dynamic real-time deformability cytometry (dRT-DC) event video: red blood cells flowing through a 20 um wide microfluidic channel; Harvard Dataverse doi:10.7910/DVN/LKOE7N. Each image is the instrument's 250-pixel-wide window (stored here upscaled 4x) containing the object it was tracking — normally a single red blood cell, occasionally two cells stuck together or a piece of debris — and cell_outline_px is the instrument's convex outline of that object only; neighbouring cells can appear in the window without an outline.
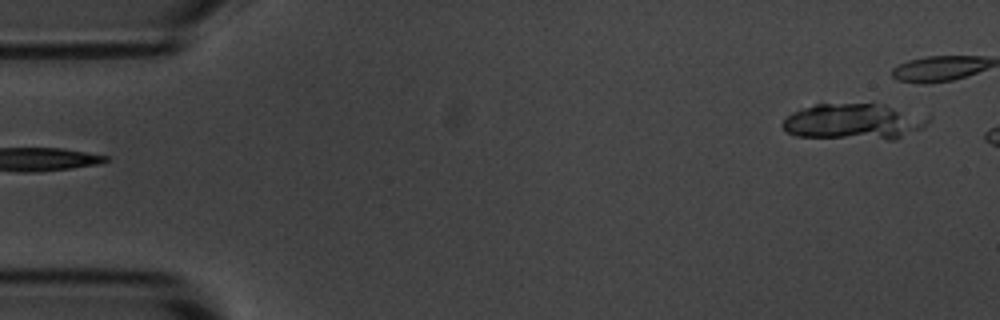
{"species": "common noctule bat (a hibernating species)", "species_latin": "Nyctalus noctula", "temperature_condition": "room temperature", "stored_images_in_passage": 5, "segment_of_instrument_passage": [2, 2], "camera_frame_rate_fps": 3000, "um_per_image_px": 0.085, "animal": {"sex": "male", "body_mass_g": 20.1, "forearm_length_mm": 53.5}, "frame": {"image": 1, "passage_image": 5, "time_ms": 4.667, "image_size_px": [1000, 320], "cell_outline_px": [[932, 116], [924, 128], [896, 140], [888, 140], [796, 136], [788, 132], [780, 124], [784, 116], [792, 112], [816, 104], [884, 104]], "centroid_in_image_um": [72.63, 10.34], "position_along_channel_um": 12.4, "area_um2": 31.1}}